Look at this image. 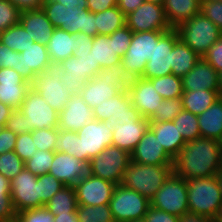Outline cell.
Returning <instances> with one entry per match:
<instances>
[{
  "label": "cell",
  "mask_w": 222,
  "mask_h": 222,
  "mask_svg": "<svg viewBox=\"0 0 222 222\" xmlns=\"http://www.w3.org/2000/svg\"><path fill=\"white\" fill-rule=\"evenodd\" d=\"M222 168V151L216 139L188 141L172 160L173 173L186 179L212 177Z\"/></svg>",
  "instance_id": "obj_1"
},
{
  "label": "cell",
  "mask_w": 222,
  "mask_h": 222,
  "mask_svg": "<svg viewBox=\"0 0 222 222\" xmlns=\"http://www.w3.org/2000/svg\"><path fill=\"white\" fill-rule=\"evenodd\" d=\"M112 133L113 129L105 121L95 119L77 132L59 129L55 151L75 156L89 165L92 158L112 145Z\"/></svg>",
  "instance_id": "obj_2"
},
{
  "label": "cell",
  "mask_w": 222,
  "mask_h": 222,
  "mask_svg": "<svg viewBox=\"0 0 222 222\" xmlns=\"http://www.w3.org/2000/svg\"><path fill=\"white\" fill-rule=\"evenodd\" d=\"M132 79L127 74L125 67L115 64L101 69L92 79L87 81L79 90L84 102L91 108L108 101L122 90H128Z\"/></svg>",
  "instance_id": "obj_3"
},
{
  "label": "cell",
  "mask_w": 222,
  "mask_h": 222,
  "mask_svg": "<svg viewBox=\"0 0 222 222\" xmlns=\"http://www.w3.org/2000/svg\"><path fill=\"white\" fill-rule=\"evenodd\" d=\"M172 173V166L147 165L131 161L123 173L120 185L133 189L151 200Z\"/></svg>",
  "instance_id": "obj_4"
},
{
  "label": "cell",
  "mask_w": 222,
  "mask_h": 222,
  "mask_svg": "<svg viewBox=\"0 0 222 222\" xmlns=\"http://www.w3.org/2000/svg\"><path fill=\"white\" fill-rule=\"evenodd\" d=\"M174 29L179 39L201 57L222 36L220 29L201 12Z\"/></svg>",
  "instance_id": "obj_5"
},
{
  "label": "cell",
  "mask_w": 222,
  "mask_h": 222,
  "mask_svg": "<svg viewBox=\"0 0 222 222\" xmlns=\"http://www.w3.org/2000/svg\"><path fill=\"white\" fill-rule=\"evenodd\" d=\"M186 181L189 211L214 218L222 206V195L215 176Z\"/></svg>",
  "instance_id": "obj_6"
},
{
  "label": "cell",
  "mask_w": 222,
  "mask_h": 222,
  "mask_svg": "<svg viewBox=\"0 0 222 222\" xmlns=\"http://www.w3.org/2000/svg\"><path fill=\"white\" fill-rule=\"evenodd\" d=\"M167 31L133 32L127 52L121 59L131 79L141 78L154 51V42Z\"/></svg>",
  "instance_id": "obj_7"
},
{
  "label": "cell",
  "mask_w": 222,
  "mask_h": 222,
  "mask_svg": "<svg viewBox=\"0 0 222 222\" xmlns=\"http://www.w3.org/2000/svg\"><path fill=\"white\" fill-rule=\"evenodd\" d=\"M59 65L63 72L61 80L71 95L79 93L80 88L101 71L92 52H74L73 56L61 61Z\"/></svg>",
  "instance_id": "obj_8"
},
{
  "label": "cell",
  "mask_w": 222,
  "mask_h": 222,
  "mask_svg": "<svg viewBox=\"0 0 222 222\" xmlns=\"http://www.w3.org/2000/svg\"><path fill=\"white\" fill-rule=\"evenodd\" d=\"M109 206L115 222H129L146 215L150 200L133 189L116 185Z\"/></svg>",
  "instance_id": "obj_9"
},
{
  "label": "cell",
  "mask_w": 222,
  "mask_h": 222,
  "mask_svg": "<svg viewBox=\"0 0 222 222\" xmlns=\"http://www.w3.org/2000/svg\"><path fill=\"white\" fill-rule=\"evenodd\" d=\"M150 206L181 216L189 211L187 181L172 173L150 200Z\"/></svg>",
  "instance_id": "obj_10"
},
{
  "label": "cell",
  "mask_w": 222,
  "mask_h": 222,
  "mask_svg": "<svg viewBox=\"0 0 222 222\" xmlns=\"http://www.w3.org/2000/svg\"><path fill=\"white\" fill-rule=\"evenodd\" d=\"M130 162V153L111 145L90 160L88 173L120 185L123 173Z\"/></svg>",
  "instance_id": "obj_11"
},
{
  "label": "cell",
  "mask_w": 222,
  "mask_h": 222,
  "mask_svg": "<svg viewBox=\"0 0 222 222\" xmlns=\"http://www.w3.org/2000/svg\"><path fill=\"white\" fill-rule=\"evenodd\" d=\"M62 74L61 66L52 63L44 72L37 74L32 82V88L58 113L64 109L71 97L61 80Z\"/></svg>",
  "instance_id": "obj_12"
},
{
  "label": "cell",
  "mask_w": 222,
  "mask_h": 222,
  "mask_svg": "<svg viewBox=\"0 0 222 222\" xmlns=\"http://www.w3.org/2000/svg\"><path fill=\"white\" fill-rule=\"evenodd\" d=\"M19 110L27 117L32 131L58 127L59 113L46 103L45 99L32 87Z\"/></svg>",
  "instance_id": "obj_13"
},
{
  "label": "cell",
  "mask_w": 222,
  "mask_h": 222,
  "mask_svg": "<svg viewBox=\"0 0 222 222\" xmlns=\"http://www.w3.org/2000/svg\"><path fill=\"white\" fill-rule=\"evenodd\" d=\"M126 26L132 32L169 31L172 29L165 15L163 5L144 1L136 10L126 16Z\"/></svg>",
  "instance_id": "obj_14"
},
{
  "label": "cell",
  "mask_w": 222,
  "mask_h": 222,
  "mask_svg": "<svg viewBox=\"0 0 222 222\" xmlns=\"http://www.w3.org/2000/svg\"><path fill=\"white\" fill-rule=\"evenodd\" d=\"M94 119L105 121L110 128H114L117 121L128 119H140L142 116L132 105L128 90H122L119 94L108 99L104 103L92 108Z\"/></svg>",
  "instance_id": "obj_15"
},
{
  "label": "cell",
  "mask_w": 222,
  "mask_h": 222,
  "mask_svg": "<svg viewBox=\"0 0 222 222\" xmlns=\"http://www.w3.org/2000/svg\"><path fill=\"white\" fill-rule=\"evenodd\" d=\"M10 190L13 207L16 213L40 208V190L37 184V176L24 168L10 181Z\"/></svg>",
  "instance_id": "obj_16"
},
{
  "label": "cell",
  "mask_w": 222,
  "mask_h": 222,
  "mask_svg": "<svg viewBox=\"0 0 222 222\" xmlns=\"http://www.w3.org/2000/svg\"><path fill=\"white\" fill-rule=\"evenodd\" d=\"M178 39L177 31L172 28L165 32L158 42H154V51L151 58L147 61L142 78L152 79L172 74L171 51Z\"/></svg>",
  "instance_id": "obj_17"
},
{
  "label": "cell",
  "mask_w": 222,
  "mask_h": 222,
  "mask_svg": "<svg viewBox=\"0 0 222 222\" xmlns=\"http://www.w3.org/2000/svg\"><path fill=\"white\" fill-rule=\"evenodd\" d=\"M51 64L47 46L34 41L23 52L15 54L12 69L32 83L35 76L44 72Z\"/></svg>",
  "instance_id": "obj_18"
},
{
  "label": "cell",
  "mask_w": 222,
  "mask_h": 222,
  "mask_svg": "<svg viewBox=\"0 0 222 222\" xmlns=\"http://www.w3.org/2000/svg\"><path fill=\"white\" fill-rule=\"evenodd\" d=\"M115 186L108 180L88 173L74 185L77 203L91 206L109 204Z\"/></svg>",
  "instance_id": "obj_19"
},
{
  "label": "cell",
  "mask_w": 222,
  "mask_h": 222,
  "mask_svg": "<svg viewBox=\"0 0 222 222\" xmlns=\"http://www.w3.org/2000/svg\"><path fill=\"white\" fill-rule=\"evenodd\" d=\"M32 83L12 68L0 69V102L19 109L22 105Z\"/></svg>",
  "instance_id": "obj_20"
},
{
  "label": "cell",
  "mask_w": 222,
  "mask_h": 222,
  "mask_svg": "<svg viewBox=\"0 0 222 222\" xmlns=\"http://www.w3.org/2000/svg\"><path fill=\"white\" fill-rule=\"evenodd\" d=\"M128 93L131 98L132 105L139 111V114L150 119L156 108L161 106L163 98L153 87V83L149 79L135 78L132 79L128 87Z\"/></svg>",
  "instance_id": "obj_21"
},
{
  "label": "cell",
  "mask_w": 222,
  "mask_h": 222,
  "mask_svg": "<svg viewBox=\"0 0 222 222\" xmlns=\"http://www.w3.org/2000/svg\"><path fill=\"white\" fill-rule=\"evenodd\" d=\"M65 186H74L88 174V164L67 153L55 151L49 172Z\"/></svg>",
  "instance_id": "obj_22"
},
{
  "label": "cell",
  "mask_w": 222,
  "mask_h": 222,
  "mask_svg": "<svg viewBox=\"0 0 222 222\" xmlns=\"http://www.w3.org/2000/svg\"><path fill=\"white\" fill-rule=\"evenodd\" d=\"M42 10L55 28H61L76 35L80 32L83 8L65 7L56 0H45Z\"/></svg>",
  "instance_id": "obj_23"
},
{
  "label": "cell",
  "mask_w": 222,
  "mask_h": 222,
  "mask_svg": "<svg viewBox=\"0 0 222 222\" xmlns=\"http://www.w3.org/2000/svg\"><path fill=\"white\" fill-rule=\"evenodd\" d=\"M58 115V128L66 131L77 132L94 120L93 109L84 102L79 93L71 95L67 105Z\"/></svg>",
  "instance_id": "obj_24"
},
{
  "label": "cell",
  "mask_w": 222,
  "mask_h": 222,
  "mask_svg": "<svg viewBox=\"0 0 222 222\" xmlns=\"http://www.w3.org/2000/svg\"><path fill=\"white\" fill-rule=\"evenodd\" d=\"M149 119H128L117 121L113 128L112 145L132 153L149 128Z\"/></svg>",
  "instance_id": "obj_25"
},
{
  "label": "cell",
  "mask_w": 222,
  "mask_h": 222,
  "mask_svg": "<svg viewBox=\"0 0 222 222\" xmlns=\"http://www.w3.org/2000/svg\"><path fill=\"white\" fill-rule=\"evenodd\" d=\"M172 160L150 128L131 153V161L139 164L172 166Z\"/></svg>",
  "instance_id": "obj_26"
},
{
  "label": "cell",
  "mask_w": 222,
  "mask_h": 222,
  "mask_svg": "<svg viewBox=\"0 0 222 222\" xmlns=\"http://www.w3.org/2000/svg\"><path fill=\"white\" fill-rule=\"evenodd\" d=\"M182 79L183 91L215 90L219 91V73L201 57Z\"/></svg>",
  "instance_id": "obj_27"
},
{
  "label": "cell",
  "mask_w": 222,
  "mask_h": 222,
  "mask_svg": "<svg viewBox=\"0 0 222 222\" xmlns=\"http://www.w3.org/2000/svg\"><path fill=\"white\" fill-rule=\"evenodd\" d=\"M19 23L34 38V41L45 46H47L55 29L42 8L21 12Z\"/></svg>",
  "instance_id": "obj_28"
},
{
  "label": "cell",
  "mask_w": 222,
  "mask_h": 222,
  "mask_svg": "<svg viewBox=\"0 0 222 222\" xmlns=\"http://www.w3.org/2000/svg\"><path fill=\"white\" fill-rule=\"evenodd\" d=\"M149 128L155 133L163 150L173 159L187 143L173 121L150 122Z\"/></svg>",
  "instance_id": "obj_29"
},
{
  "label": "cell",
  "mask_w": 222,
  "mask_h": 222,
  "mask_svg": "<svg viewBox=\"0 0 222 222\" xmlns=\"http://www.w3.org/2000/svg\"><path fill=\"white\" fill-rule=\"evenodd\" d=\"M163 7L168 23L175 28L201 12V0H165Z\"/></svg>",
  "instance_id": "obj_30"
},
{
  "label": "cell",
  "mask_w": 222,
  "mask_h": 222,
  "mask_svg": "<svg viewBox=\"0 0 222 222\" xmlns=\"http://www.w3.org/2000/svg\"><path fill=\"white\" fill-rule=\"evenodd\" d=\"M51 63L59 64L70 58L75 52V35L61 28H55L47 44Z\"/></svg>",
  "instance_id": "obj_31"
},
{
  "label": "cell",
  "mask_w": 222,
  "mask_h": 222,
  "mask_svg": "<svg viewBox=\"0 0 222 222\" xmlns=\"http://www.w3.org/2000/svg\"><path fill=\"white\" fill-rule=\"evenodd\" d=\"M201 137L220 140L222 137V97L198 116Z\"/></svg>",
  "instance_id": "obj_32"
},
{
  "label": "cell",
  "mask_w": 222,
  "mask_h": 222,
  "mask_svg": "<svg viewBox=\"0 0 222 222\" xmlns=\"http://www.w3.org/2000/svg\"><path fill=\"white\" fill-rule=\"evenodd\" d=\"M200 58L201 56L178 39L171 51L172 74L181 78L184 77L192 70Z\"/></svg>",
  "instance_id": "obj_33"
},
{
  "label": "cell",
  "mask_w": 222,
  "mask_h": 222,
  "mask_svg": "<svg viewBox=\"0 0 222 222\" xmlns=\"http://www.w3.org/2000/svg\"><path fill=\"white\" fill-rule=\"evenodd\" d=\"M92 56L101 69L115 64H121V58L116 54L115 37L96 35L91 48Z\"/></svg>",
  "instance_id": "obj_34"
},
{
  "label": "cell",
  "mask_w": 222,
  "mask_h": 222,
  "mask_svg": "<svg viewBox=\"0 0 222 222\" xmlns=\"http://www.w3.org/2000/svg\"><path fill=\"white\" fill-rule=\"evenodd\" d=\"M219 97V91L202 89L197 91H183L181 100L184 110L199 116L219 99Z\"/></svg>",
  "instance_id": "obj_35"
},
{
  "label": "cell",
  "mask_w": 222,
  "mask_h": 222,
  "mask_svg": "<svg viewBox=\"0 0 222 222\" xmlns=\"http://www.w3.org/2000/svg\"><path fill=\"white\" fill-rule=\"evenodd\" d=\"M53 215L76 213L78 207L74 186H64L44 206Z\"/></svg>",
  "instance_id": "obj_36"
},
{
  "label": "cell",
  "mask_w": 222,
  "mask_h": 222,
  "mask_svg": "<svg viewBox=\"0 0 222 222\" xmlns=\"http://www.w3.org/2000/svg\"><path fill=\"white\" fill-rule=\"evenodd\" d=\"M125 20L126 16L117 6L95 13L97 34L111 35L116 30L126 25Z\"/></svg>",
  "instance_id": "obj_37"
},
{
  "label": "cell",
  "mask_w": 222,
  "mask_h": 222,
  "mask_svg": "<svg viewBox=\"0 0 222 222\" xmlns=\"http://www.w3.org/2000/svg\"><path fill=\"white\" fill-rule=\"evenodd\" d=\"M0 43L18 53L23 52L30 44L34 43V38L30 36L25 28L18 23L1 32Z\"/></svg>",
  "instance_id": "obj_38"
},
{
  "label": "cell",
  "mask_w": 222,
  "mask_h": 222,
  "mask_svg": "<svg viewBox=\"0 0 222 222\" xmlns=\"http://www.w3.org/2000/svg\"><path fill=\"white\" fill-rule=\"evenodd\" d=\"M149 80L153 83V87L163 99L181 98L183 94L181 77L170 74Z\"/></svg>",
  "instance_id": "obj_39"
},
{
  "label": "cell",
  "mask_w": 222,
  "mask_h": 222,
  "mask_svg": "<svg viewBox=\"0 0 222 222\" xmlns=\"http://www.w3.org/2000/svg\"><path fill=\"white\" fill-rule=\"evenodd\" d=\"M173 122L186 142L201 137L197 115L183 109Z\"/></svg>",
  "instance_id": "obj_40"
},
{
  "label": "cell",
  "mask_w": 222,
  "mask_h": 222,
  "mask_svg": "<svg viewBox=\"0 0 222 222\" xmlns=\"http://www.w3.org/2000/svg\"><path fill=\"white\" fill-rule=\"evenodd\" d=\"M76 214L79 222H115L109 204L78 205Z\"/></svg>",
  "instance_id": "obj_41"
},
{
  "label": "cell",
  "mask_w": 222,
  "mask_h": 222,
  "mask_svg": "<svg viewBox=\"0 0 222 222\" xmlns=\"http://www.w3.org/2000/svg\"><path fill=\"white\" fill-rule=\"evenodd\" d=\"M182 110L183 105L181 98L163 99L161 106L156 108V111L149 119V122L173 121Z\"/></svg>",
  "instance_id": "obj_42"
},
{
  "label": "cell",
  "mask_w": 222,
  "mask_h": 222,
  "mask_svg": "<svg viewBox=\"0 0 222 222\" xmlns=\"http://www.w3.org/2000/svg\"><path fill=\"white\" fill-rule=\"evenodd\" d=\"M53 159V151L37 150L30 159L25 161V168L38 177L49 172Z\"/></svg>",
  "instance_id": "obj_43"
},
{
  "label": "cell",
  "mask_w": 222,
  "mask_h": 222,
  "mask_svg": "<svg viewBox=\"0 0 222 222\" xmlns=\"http://www.w3.org/2000/svg\"><path fill=\"white\" fill-rule=\"evenodd\" d=\"M10 193V181L0 173V221H8L16 217Z\"/></svg>",
  "instance_id": "obj_44"
},
{
  "label": "cell",
  "mask_w": 222,
  "mask_h": 222,
  "mask_svg": "<svg viewBox=\"0 0 222 222\" xmlns=\"http://www.w3.org/2000/svg\"><path fill=\"white\" fill-rule=\"evenodd\" d=\"M25 168V162L14 152L0 154V173L9 181Z\"/></svg>",
  "instance_id": "obj_45"
},
{
  "label": "cell",
  "mask_w": 222,
  "mask_h": 222,
  "mask_svg": "<svg viewBox=\"0 0 222 222\" xmlns=\"http://www.w3.org/2000/svg\"><path fill=\"white\" fill-rule=\"evenodd\" d=\"M37 184H39L40 190V207L45 206L52 196L65 186L60 180H57L50 173L38 176Z\"/></svg>",
  "instance_id": "obj_46"
},
{
  "label": "cell",
  "mask_w": 222,
  "mask_h": 222,
  "mask_svg": "<svg viewBox=\"0 0 222 222\" xmlns=\"http://www.w3.org/2000/svg\"><path fill=\"white\" fill-rule=\"evenodd\" d=\"M58 133V127L33 130V142L35 143L37 150L55 152V142Z\"/></svg>",
  "instance_id": "obj_47"
},
{
  "label": "cell",
  "mask_w": 222,
  "mask_h": 222,
  "mask_svg": "<svg viewBox=\"0 0 222 222\" xmlns=\"http://www.w3.org/2000/svg\"><path fill=\"white\" fill-rule=\"evenodd\" d=\"M21 11L9 0H0V30H6L17 25Z\"/></svg>",
  "instance_id": "obj_48"
},
{
  "label": "cell",
  "mask_w": 222,
  "mask_h": 222,
  "mask_svg": "<svg viewBox=\"0 0 222 222\" xmlns=\"http://www.w3.org/2000/svg\"><path fill=\"white\" fill-rule=\"evenodd\" d=\"M37 151L33 142L32 132L22 133L17 136L14 152L25 162Z\"/></svg>",
  "instance_id": "obj_49"
},
{
  "label": "cell",
  "mask_w": 222,
  "mask_h": 222,
  "mask_svg": "<svg viewBox=\"0 0 222 222\" xmlns=\"http://www.w3.org/2000/svg\"><path fill=\"white\" fill-rule=\"evenodd\" d=\"M18 222H55L54 215L44 206L31 208L16 213Z\"/></svg>",
  "instance_id": "obj_50"
},
{
  "label": "cell",
  "mask_w": 222,
  "mask_h": 222,
  "mask_svg": "<svg viewBox=\"0 0 222 222\" xmlns=\"http://www.w3.org/2000/svg\"><path fill=\"white\" fill-rule=\"evenodd\" d=\"M201 13L222 32V0H201Z\"/></svg>",
  "instance_id": "obj_51"
},
{
  "label": "cell",
  "mask_w": 222,
  "mask_h": 222,
  "mask_svg": "<svg viewBox=\"0 0 222 222\" xmlns=\"http://www.w3.org/2000/svg\"><path fill=\"white\" fill-rule=\"evenodd\" d=\"M4 127L17 135L32 132L28 125L27 117L19 109H14L11 112Z\"/></svg>",
  "instance_id": "obj_52"
},
{
  "label": "cell",
  "mask_w": 222,
  "mask_h": 222,
  "mask_svg": "<svg viewBox=\"0 0 222 222\" xmlns=\"http://www.w3.org/2000/svg\"><path fill=\"white\" fill-rule=\"evenodd\" d=\"M133 32L125 25L116 30L109 37H115L116 54L119 58H123L127 52Z\"/></svg>",
  "instance_id": "obj_53"
},
{
  "label": "cell",
  "mask_w": 222,
  "mask_h": 222,
  "mask_svg": "<svg viewBox=\"0 0 222 222\" xmlns=\"http://www.w3.org/2000/svg\"><path fill=\"white\" fill-rule=\"evenodd\" d=\"M203 58L218 72L222 71V36L210 47Z\"/></svg>",
  "instance_id": "obj_54"
},
{
  "label": "cell",
  "mask_w": 222,
  "mask_h": 222,
  "mask_svg": "<svg viewBox=\"0 0 222 222\" xmlns=\"http://www.w3.org/2000/svg\"><path fill=\"white\" fill-rule=\"evenodd\" d=\"M143 219L145 222H179L178 216L152 206H150Z\"/></svg>",
  "instance_id": "obj_55"
},
{
  "label": "cell",
  "mask_w": 222,
  "mask_h": 222,
  "mask_svg": "<svg viewBox=\"0 0 222 222\" xmlns=\"http://www.w3.org/2000/svg\"><path fill=\"white\" fill-rule=\"evenodd\" d=\"M95 24V13L85 9L82 12L80 32L94 38L97 35V27Z\"/></svg>",
  "instance_id": "obj_56"
},
{
  "label": "cell",
  "mask_w": 222,
  "mask_h": 222,
  "mask_svg": "<svg viewBox=\"0 0 222 222\" xmlns=\"http://www.w3.org/2000/svg\"><path fill=\"white\" fill-rule=\"evenodd\" d=\"M17 136V134L6 129L5 127L2 128L0 132V154L14 151Z\"/></svg>",
  "instance_id": "obj_57"
},
{
  "label": "cell",
  "mask_w": 222,
  "mask_h": 222,
  "mask_svg": "<svg viewBox=\"0 0 222 222\" xmlns=\"http://www.w3.org/2000/svg\"><path fill=\"white\" fill-rule=\"evenodd\" d=\"M93 45V37L79 32L75 35V52H90Z\"/></svg>",
  "instance_id": "obj_58"
},
{
  "label": "cell",
  "mask_w": 222,
  "mask_h": 222,
  "mask_svg": "<svg viewBox=\"0 0 222 222\" xmlns=\"http://www.w3.org/2000/svg\"><path fill=\"white\" fill-rule=\"evenodd\" d=\"M16 53V51L11 50L7 46L0 43V69L12 68V66H14Z\"/></svg>",
  "instance_id": "obj_59"
},
{
  "label": "cell",
  "mask_w": 222,
  "mask_h": 222,
  "mask_svg": "<svg viewBox=\"0 0 222 222\" xmlns=\"http://www.w3.org/2000/svg\"><path fill=\"white\" fill-rule=\"evenodd\" d=\"M118 0H87V9L90 12L98 13L117 6Z\"/></svg>",
  "instance_id": "obj_60"
},
{
  "label": "cell",
  "mask_w": 222,
  "mask_h": 222,
  "mask_svg": "<svg viewBox=\"0 0 222 222\" xmlns=\"http://www.w3.org/2000/svg\"><path fill=\"white\" fill-rule=\"evenodd\" d=\"M21 12L41 9L45 0H9Z\"/></svg>",
  "instance_id": "obj_61"
},
{
  "label": "cell",
  "mask_w": 222,
  "mask_h": 222,
  "mask_svg": "<svg viewBox=\"0 0 222 222\" xmlns=\"http://www.w3.org/2000/svg\"><path fill=\"white\" fill-rule=\"evenodd\" d=\"M145 0H118L117 7L125 16L136 10Z\"/></svg>",
  "instance_id": "obj_62"
},
{
  "label": "cell",
  "mask_w": 222,
  "mask_h": 222,
  "mask_svg": "<svg viewBox=\"0 0 222 222\" xmlns=\"http://www.w3.org/2000/svg\"><path fill=\"white\" fill-rule=\"evenodd\" d=\"M179 222H214V218L188 211L179 216Z\"/></svg>",
  "instance_id": "obj_63"
},
{
  "label": "cell",
  "mask_w": 222,
  "mask_h": 222,
  "mask_svg": "<svg viewBox=\"0 0 222 222\" xmlns=\"http://www.w3.org/2000/svg\"><path fill=\"white\" fill-rule=\"evenodd\" d=\"M13 110L10 106L0 102V125L5 126Z\"/></svg>",
  "instance_id": "obj_64"
},
{
  "label": "cell",
  "mask_w": 222,
  "mask_h": 222,
  "mask_svg": "<svg viewBox=\"0 0 222 222\" xmlns=\"http://www.w3.org/2000/svg\"><path fill=\"white\" fill-rule=\"evenodd\" d=\"M55 222H79L76 213L54 215Z\"/></svg>",
  "instance_id": "obj_65"
},
{
  "label": "cell",
  "mask_w": 222,
  "mask_h": 222,
  "mask_svg": "<svg viewBox=\"0 0 222 222\" xmlns=\"http://www.w3.org/2000/svg\"><path fill=\"white\" fill-rule=\"evenodd\" d=\"M57 2L63 4L65 7H75L87 9V0H56Z\"/></svg>",
  "instance_id": "obj_66"
},
{
  "label": "cell",
  "mask_w": 222,
  "mask_h": 222,
  "mask_svg": "<svg viewBox=\"0 0 222 222\" xmlns=\"http://www.w3.org/2000/svg\"><path fill=\"white\" fill-rule=\"evenodd\" d=\"M218 186L220 187L221 195H222V168L215 175Z\"/></svg>",
  "instance_id": "obj_67"
},
{
  "label": "cell",
  "mask_w": 222,
  "mask_h": 222,
  "mask_svg": "<svg viewBox=\"0 0 222 222\" xmlns=\"http://www.w3.org/2000/svg\"><path fill=\"white\" fill-rule=\"evenodd\" d=\"M214 222H222V206L218 209L214 217Z\"/></svg>",
  "instance_id": "obj_68"
},
{
  "label": "cell",
  "mask_w": 222,
  "mask_h": 222,
  "mask_svg": "<svg viewBox=\"0 0 222 222\" xmlns=\"http://www.w3.org/2000/svg\"><path fill=\"white\" fill-rule=\"evenodd\" d=\"M219 94H220V97H222V71L219 73Z\"/></svg>",
  "instance_id": "obj_69"
},
{
  "label": "cell",
  "mask_w": 222,
  "mask_h": 222,
  "mask_svg": "<svg viewBox=\"0 0 222 222\" xmlns=\"http://www.w3.org/2000/svg\"><path fill=\"white\" fill-rule=\"evenodd\" d=\"M147 2H153V3H157V4H160V5H163L165 0H145Z\"/></svg>",
  "instance_id": "obj_70"
},
{
  "label": "cell",
  "mask_w": 222,
  "mask_h": 222,
  "mask_svg": "<svg viewBox=\"0 0 222 222\" xmlns=\"http://www.w3.org/2000/svg\"><path fill=\"white\" fill-rule=\"evenodd\" d=\"M129 222H145V220L142 218V219H136V220L129 221Z\"/></svg>",
  "instance_id": "obj_71"
},
{
  "label": "cell",
  "mask_w": 222,
  "mask_h": 222,
  "mask_svg": "<svg viewBox=\"0 0 222 222\" xmlns=\"http://www.w3.org/2000/svg\"><path fill=\"white\" fill-rule=\"evenodd\" d=\"M0 222H18L17 218L15 217L14 219L12 220H8V221H0Z\"/></svg>",
  "instance_id": "obj_72"
},
{
  "label": "cell",
  "mask_w": 222,
  "mask_h": 222,
  "mask_svg": "<svg viewBox=\"0 0 222 222\" xmlns=\"http://www.w3.org/2000/svg\"><path fill=\"white\" fill-rule=\"evenodd\" d=\"M219 144H220V149H221V151H222V137H221V139L219 140Z\"/></svg>",
  "instance_id": "obj_73"
}]
</instances>
